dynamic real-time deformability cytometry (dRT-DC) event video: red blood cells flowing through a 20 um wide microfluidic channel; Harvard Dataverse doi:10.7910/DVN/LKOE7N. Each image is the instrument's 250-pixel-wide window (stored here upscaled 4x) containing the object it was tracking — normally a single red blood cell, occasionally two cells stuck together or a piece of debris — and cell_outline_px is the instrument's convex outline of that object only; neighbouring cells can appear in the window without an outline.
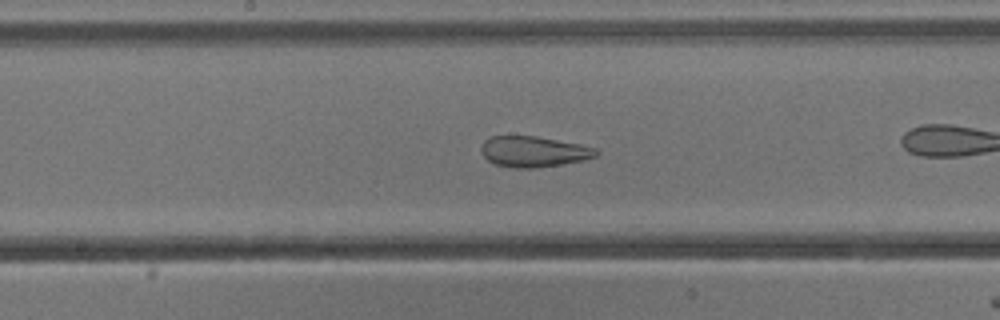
{"species": "common noctule bat (a hibernating species)", "species_latin": "Nyctalus noctula", "temperature_condition": "cold", "stored_images_in_passage": 35, "camera_frame_rate_fps": 3000, "um_per_image_px": 0.085, "animal": {"sex": "male", "body_mass_g": 13.3}, "frame": {"image": 1, "passage_image": 20, "time_ms": 6.333, "image_size_px": [1000, 320], "cell_outline_px": [[600, 152], [596, 156], [584, 160], [564, 164], [532, 168], [516, 168], [492, 164], [480, 152], [480, 148], [484, 140], [488, 136], [536, 136], [580, 144], [596, 148]], "centroid_in_image_um": [45.34, 12.89], "position_along_channel_um": 202.9, "area_um2": 20.81}}